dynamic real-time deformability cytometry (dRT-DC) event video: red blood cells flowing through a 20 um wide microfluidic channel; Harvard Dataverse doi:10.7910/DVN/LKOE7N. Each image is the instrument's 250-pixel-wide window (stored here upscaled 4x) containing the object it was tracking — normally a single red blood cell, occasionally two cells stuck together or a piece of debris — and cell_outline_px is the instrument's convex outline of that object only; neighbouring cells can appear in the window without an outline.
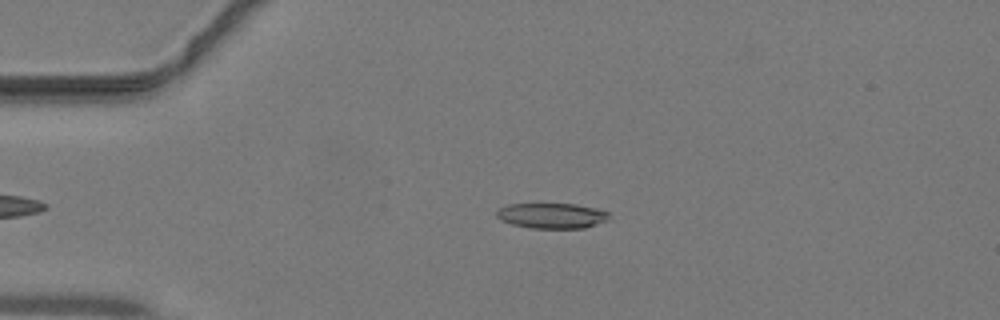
{"species": "common noctule bat (a hibernating species)", "species_latin": "Nyctalus noctula", "temperature_condition": "warm", "stored_images_in_passage": 31, "camera_frame_rate_fps": 3000, "um_per_image_px": 0.085, "animal": {"sex": "male", "body_mass_g": 19.2, "forearm_length_mm": 51.8}, "frame": {"image": 1, "passage_image": 2, "time_ms": 0.333, "image_size_px": [1000, 320], "cell_outline_px": [[608, 220], [584, 228], [532, 228], [512, 224], [500, 220], [496, 216], [496, 208], [508, 204], [576, 204], [596, 208], [608, 212]], "centroid_in_image_um": [46.86, 18.33], "position_along_channel_um": 38.1, "area_um2": 16.65}}
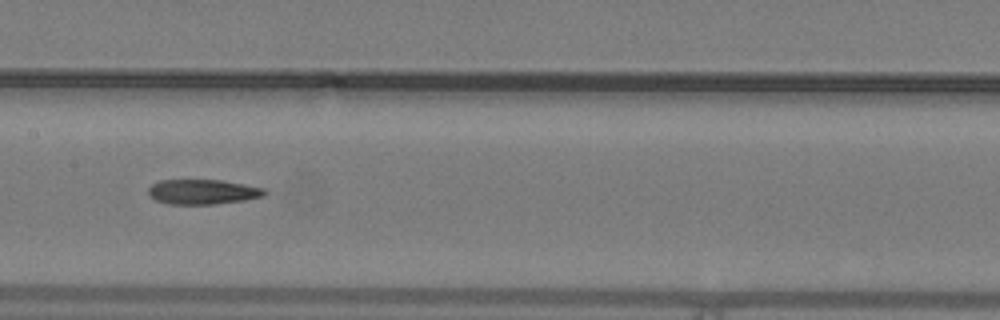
{"frame": {"image": 2, "passage_image": 14, "time_ms": 4.333, "image_size_px": [1000, 320], "cell_outline_px": [[268, 192], [264, 196], [244, 200], [216, 204], [168, 204], [156, 200], [148, 196], [148, 188], [152, 184], [160, 180], [220, 180], [244, 184], [264, 188]], "centroid_in_image_um": [17.22, 16.31], "position_along_channel_um": 190.2, "area_um2": 16.94}}
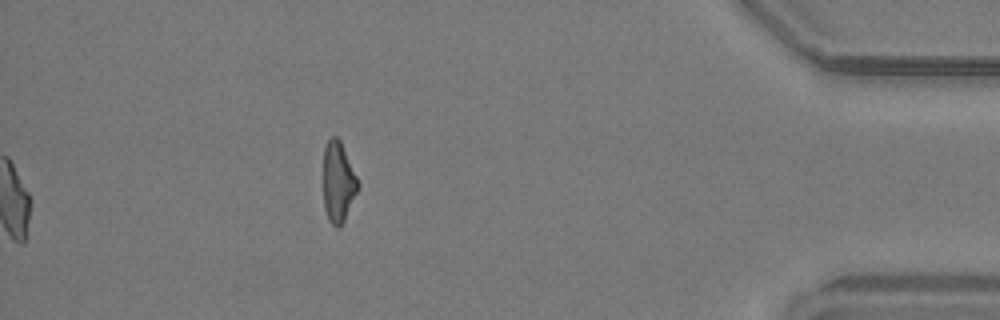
{"frame": {"image": 3, "passage_image": 31, "time_ms": 10.0, "image_size_px": [1000, 320], "cell_outline_px": [[360, 188], [340, 228], [336, 228], [328, 220], [324, 208], [324, 148], [328, 140], [332, 136], [336, 136], [340, 140], [360, 184]], "centroid_in_image_um": [28.76, 15.51], "position_along_channel_um": 406.4, "area_um2": 16.3}}